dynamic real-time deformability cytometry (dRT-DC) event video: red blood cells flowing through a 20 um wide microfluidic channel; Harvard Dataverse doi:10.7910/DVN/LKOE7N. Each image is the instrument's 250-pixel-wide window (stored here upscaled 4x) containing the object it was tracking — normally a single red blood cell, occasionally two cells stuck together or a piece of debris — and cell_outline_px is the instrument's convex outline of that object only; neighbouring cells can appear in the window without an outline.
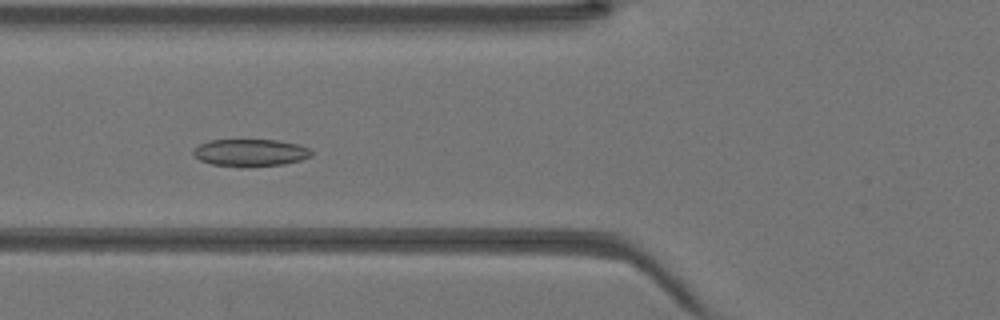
{"species": "Egyptian fruit bat (a non-hibernating species)", "species_latin": "Rousettus aegyptiacus", "temperature_condition": "warm", "stored_images_in_passage": 39, "camera_frame_rate_fps": 3000, "um_per_image_px": 0.085, "animal": {"sex": "female"}, "frame": {"image": 1, "passage_image": 12, "time_ms": 3.667, "image_size_px": [1000, 320], "cell_outline_px": [[312, 156], [300, 160], [284, 164], [244, 168], [240, 168], [212, 164], [200, 160], [192, 156], [192, 152], [200, 144], [208, 140], [276, 140], [300, 144], [308, 148], [312, 152]], "centroid_in_image_um": [21.27, 12.99], "position_along_channel_um": 104.5, "area_um2": 19.07}}
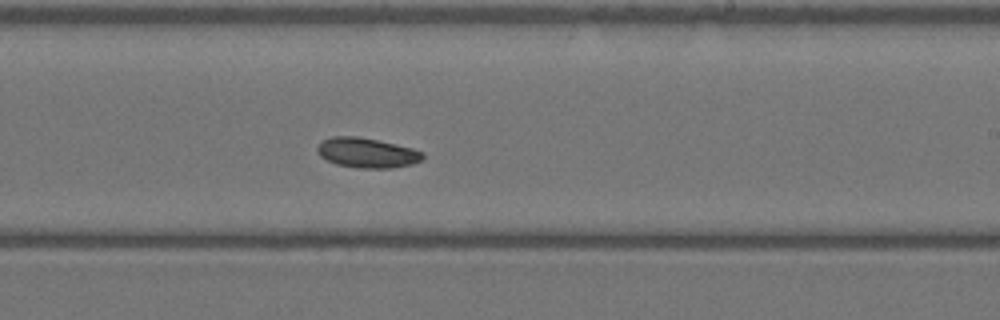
{"frame": {"image": 2, "passage_image": 22, "time_ms": 7.0, "image_size_px": [1000, 320], "cell_outline_px": [[424, 156], [420, 160], [412, 164], [392, 168], [360, 168], [336, 164], [320, 156], [316, 148], [320, 140], [332, 136], [356, 136], [376, 140], [412, 148], [424, 152]], "centroid_in_image_um": [31.16, 12.98], "position_along_channel_um": 257.8, "area_um2": 18.32}}
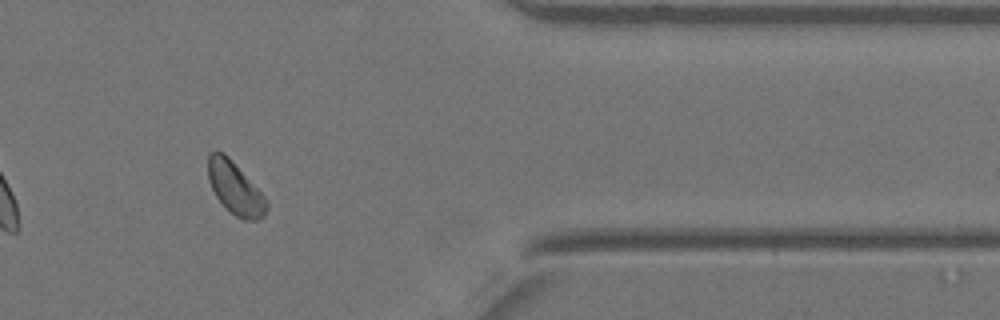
{"frame": {"image": 3, "passage_image": 32, "time_ms": 10.333, "image_size_px": [1000, 320], "cell_outline_px": [[268, 208], [264, 216], [260, 220], [244, 220], [236, 216], [216, 196], [212, 188], [208, 176], [208, 156], [212, 152], [224, 152], [228, 156], [268, 200]], "centroid_in_image_um": [20.02, 16.01], "position_along_channel_um": 391.4, "area_um2": 17.51}}